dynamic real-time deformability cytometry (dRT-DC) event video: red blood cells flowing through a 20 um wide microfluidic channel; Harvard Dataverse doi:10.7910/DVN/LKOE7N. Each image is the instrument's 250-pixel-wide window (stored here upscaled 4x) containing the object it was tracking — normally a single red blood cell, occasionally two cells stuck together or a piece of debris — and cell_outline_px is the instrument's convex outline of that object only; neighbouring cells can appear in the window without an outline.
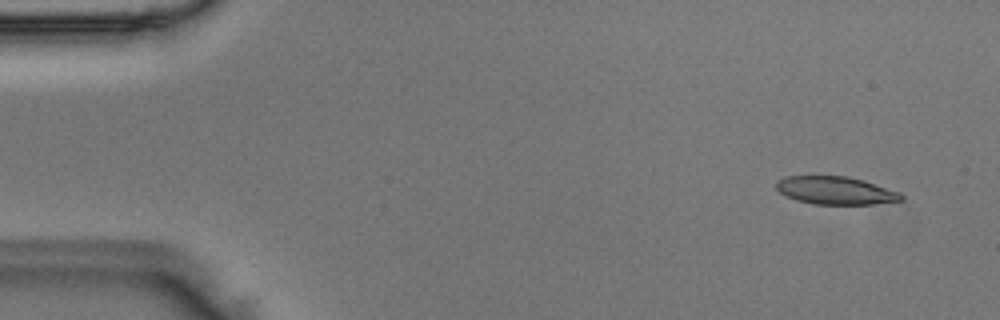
{"species": "Egyptian fruit bat (a non-hibernating species)", "species_latin": "Rousettus aegyptiacus", "temperature_condition": "room temperature", "stored_images_in_passage": 49, "camera_frame_rate_fps": 3000, "um_per_image_px": 0.085, "animal": {"sex": "male"}, "frame": {"image": 1, "passage_image": 3, "time_ms": 0.667, "image_size_px": [1000, 320], "cell_outline_px": [[904, 200], [872, 204], [812, 204], [796, 200], [784, 196], [776, 188], [776, 180], [784, 176], [848, 176], [864, 180], [900, 192], [904, 196]], "centroid_in_image_um": [71.0, 16.19], "position_along_channel_um": 14.0, "area_um2": 20.52}}
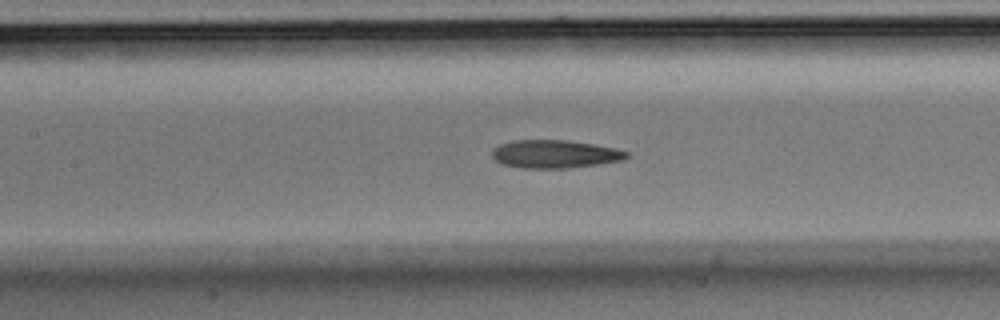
{"frame": {"image": 2, "passage_image": 22, "time_ms": 7.0, "image_size_px": [1000, 320], "cell_outline_px": [[628, 156], [624, 160], [568, 168], [520, 168], [500, 164], [492, 156], [492, 148], [500, 144], [512, 140], [564, 140], [592, 144], [616, 148], [628, 152]], "centroid_in_image_um": [47.12, 13.09], "position_along_channel_um": 160.3, "area_um2": 22.02}}
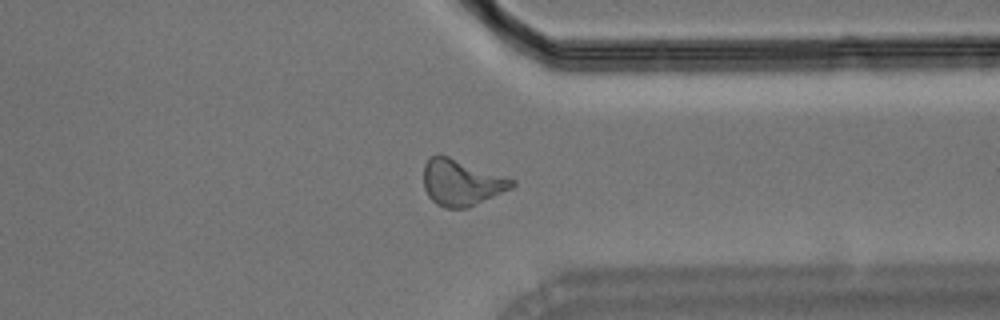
{"frame": {"image": 3, "passage_image": 38, "time_ms": 12.333, "image_size_px": [1000, 320], "cell_outline_px": [[516, 184], [512, 188], [468, 208], [444, 208], [436, 204], [428, 196], [424, 188], [424, 164], [428, 156], [440, 152], [516, 180]], "centroid_in_image_um": [39.2, 15.48], "position_along_channel_um": 372.2, "area_um2": 24.28}}